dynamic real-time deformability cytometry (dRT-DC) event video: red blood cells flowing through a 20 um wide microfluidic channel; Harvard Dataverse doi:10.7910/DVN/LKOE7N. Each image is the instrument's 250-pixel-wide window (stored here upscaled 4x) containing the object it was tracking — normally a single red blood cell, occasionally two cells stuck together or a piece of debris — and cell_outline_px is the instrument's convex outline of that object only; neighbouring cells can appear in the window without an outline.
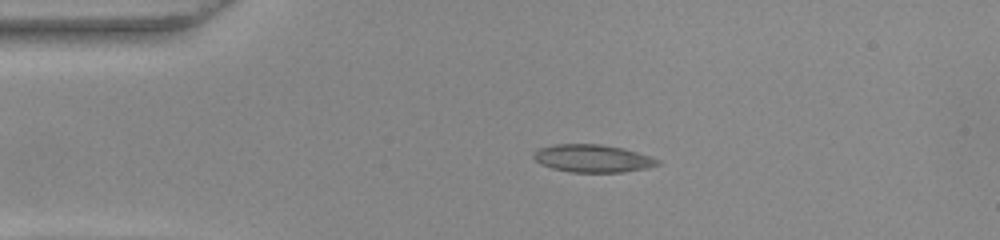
{"species": "common noctule bat (a hibernating species)", "species_latin": "Nyctalus noctula", "temperature_condition": "warm", "stored_images_in_passage": 51, "camera_frame_rate_fps": 3000, "um_per_image_px": 0.085, "animal": {"sex": "female", "body_mass_g": 22.0, "forearm_length_mm": 56.7}, "frame": {"image": 1, "passage_image": 10, "time_ms": 3.0, "image_size_px": [1000, 240], "cell_outline_px": [[660, 164], [648, 168], [624, 172], [572, 172], [552, 168], [540, 164], [532, 156], [540, 148], [556, 144], [600, 144], [624, 148], [652, 156], [660, 160]], "centroid_in_image_um": [50.43, 13.47], "position_along_channel_um": 34.6, "area_um2": 20.06}}
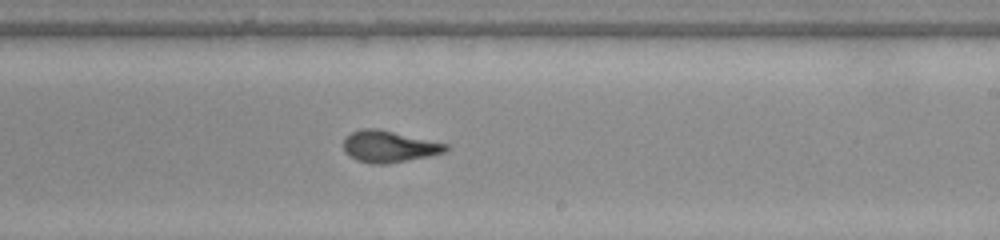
{"frame": {"image": 2, "passage_image": 30, "time_ms": 9.667, "image_size_px": [1000, 240], "cell_outline_px": [[448, 152], [428, 156], [384, 164], [372, 164], [356, 160], [344, 152], [344, 140], [352, 132], [364, 128], [376, 128], [448, 144]], "centroid_in_image_um": [33.07, 12.46], "position_along_channel_um": 255.9, "area_um2": 18.61}}
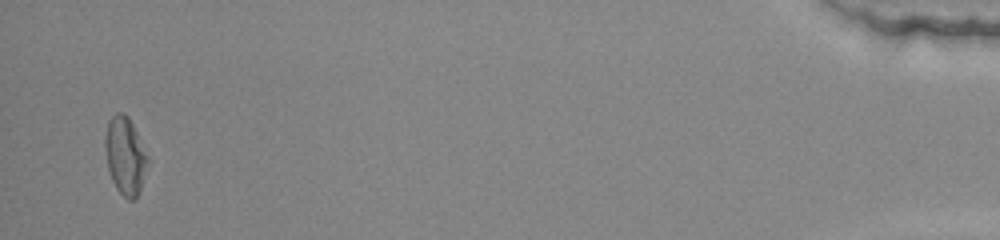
{"frame": {"image": 3, "passage_image": 50, "time_ms": 16.333, "image_size_px": [1000, 240], "cell_outline_px": [[152, 160], [140, 192], [136, 200], [128, 200], [116, 188], [112, 180], [108, 168], [104, 144], [104, 140], [108, 120], [116, 112], [124, 112], [128, 116]], "centroid_in_image_um": [10.7, 13.26], "position_along_channel_um": 424.5, "area_um2": 20.0}, "authors_computed_cell_mechanics": {"area_um2": 19.1896, "velocity_mm_per_s": 3.8761, "shape_relaxation_time_tau1_ms": null, "shape_relaxation_time_tau2_ms": 1.3426, "deformation_change_tau1": null, "deformation_change_tau2": 0.0805}}